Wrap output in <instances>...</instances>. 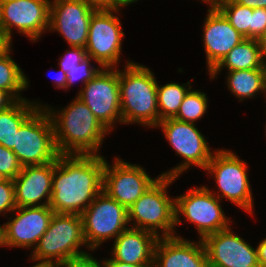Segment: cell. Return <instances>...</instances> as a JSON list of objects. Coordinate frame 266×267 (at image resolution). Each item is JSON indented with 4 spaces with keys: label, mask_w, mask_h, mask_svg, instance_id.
Wrapping results in <instances>:
<instances>
[{
    "label": "cell",
    "mask_w": 266,
    "mask_h": 267,
    "mask_svg": "<svg viewBox=\"0 0 266 267\" xmlns=\"http://www.w3.org/2000/svg\"><path fill=\"white\" fill-rule=\"evenodd\" d=\"M106 267H153V265H134L129 263H124L121 261H116L111 258L104 259Z\"/></svg>",
    "instance_id": "cell-37"
},
{
    "label": "cell",
    "mask_w": 266,
    "mask_h": 267,
    "mask_svg": "<svg viewBox=\"0 0 266 267\" xmlns=\"http://www.w3.org/2000/svg\"><path fill=\"white\" fill-rule=\"evenodd\" d=\"M263 94L265 95L266 97V61L264 63V92ZM266 103V102H265Z\"/></svg>",
    "instance_id": "cell-45"
},
{
    "label": "cell",
    "mask_w": 266,
    "mask_h": 267,
    "mask_svg": "<svg viewBox=\"0 0 266 267\" xmlns=\"http://www.w3.org/2000/svg\"><path fill=\"white\" fill-rule=\"evenodd\" d=\"M59 73H57L56 71V77L53 78V82H55V88L58 89H66V81H67V75L66 72H64L61 68L58 71Z\"/></svg>",
    "instance_id": "cell-39"
},
{
    "label": "cell",
    "mask_w": 266,
    "mask_h": 267,
    "mask_svg": "<svg viewBox=\"0 0 266 267\" xmlns=\"http://www.w3.org/2000/svg\"><path fill=\"white\" fill-rule=\"evenodd\" d=\"M6 178L0 173V182L5 180Z\"/></svg>",
    "instance_id": "cell-48"
},
{
    "label": "cell",
    "mask_w": 266,
    "mask_h": 267,
    "mask_svg": "<svg viewBox=\"0 0 266 267\" xmlns=\"http://www.w3.org/2000/svg\"><path fill=\"white\" fill-rule=\"evenodd\" d=\"M54 128L59 154L99 155L102 142L109 132L88 106L77 96L59 111L43 104Z\"/></svg>",
    "instance_id": "cell-2"
},
{
    "label": "cell",
    "mask_w": 266,
    "mask_h": 267,
    "mask_svg": "<svg viewBox=\"0 0 266 267\" xmlns=\"http://www.w3.org/2000/svg\"><path fill=\"white\" fill-rule=\"evenodd\" d=\"M207 94L192 88L185 95L177 115L174 117L180 121L188 123L197 122L201 119L208 108Z\"/></svg>",
    "instance_id": "cell-28"
},
{
    "label": "cell",
    "mask_w": 266,
    "mask_h": 267,
    "mask_svg": "<svg viewBox=\"0 0 266 267\" xmlns=\"http://www.w3.org/2000/svg\"><path fill=\"white\" fill-rule=\"evenodd\" d=\"M82 246L87 247L81 215L54 212L48 229L32 250L30 259L36 263L61 266L73 258L88 254L80 250Z\"/></svg>",
    "instance_id": "cell-4"
},
{
    "label": "cell",
    "mask_w": 266,
    "mask_h": 267,
    "mask_svg": "<svg viewBox=\"0 0 266 267\" xmlns=\"http://www.w3.org/2000/svg\"><path fill=\"white\" fill-rule=\"evenodd\" d=\"M159 236L139 228L128 227L114 240L111 259L134 265H153Z\"/></svg>",
    "instance_id": "cell-21"
},
{
    "label": "cell",
    "mask_w": 266,
    "mask_h": 267,
    "mask_svg": "<svg viewBox=\"0 0 266 267\" xmlns=\"http://www.w3.org/2000/svg\"><path fill=\"white\" fill-rule=\"evenodd\" d=\"M262 43H263V55L266 61V37L262 40Z\"/></svg>",
    "instance_id": "cell-46"
},
{
    "label": "cell",
    "mask_w": 266,
    "mask_h": 267,
    "mask_svg": "<svg viewBox=\"0 0 266 267\" xmlns=\"http://www.w3.org/2000/svg\"><path fill=\"white\" fill-rule=\"evenodd\" d=\"M11 51L10 48L0 57V89L9 92L18 101L25 99L20 92L29 87V81L26 74L11 57Z\"/></svg>",
    "instance_id": "cell-25"
},
{
    "label": "cell",
    "mask_w": 266,
    "mask_h": 267,
    "mask_svg": "<svg viewBox=\"0 0 266 267\" xmlns=\"http://www.w3.org/2000/svg\"><path fill=\"white\" fill-rule=\"evenodd\" d=\"M240 5L249 7V8H266V0H234Z\"/></svg>",
    "instance_id": "cell-38"
},
{
    "label": "cell",
    "mask_w": 266,
    "mask_h": 267,
    "mask_svg": "<svg viewBox=\"0 0 266 267\" xmlns=\"http://www.w3.org/2000/svg\"><path fill=\"white\" fill-rule=\"evenodd\" d=\"M50 0H0L2 32L12 41V30L30 41L40 39L49 29Z\"/></svg>",
    "instance_id": "cell-14"
},
{
    "label": "cell",
    "mask_w": 266,
    "mask_h": 267,
    "mask_svg": "<svg viewBox=\"0 0 266 267\" xmlns=\"http://www.w3.org/2000/svg\"><path fill=\"white\" fill-rule=\"evenodd\" d=\"M87 1H90L99 7H107L109 3V0H87Z\"/></svg>",
    "instance_id": "cell-43"
},
{
    "label": "cell",
    "mask_w": 266,
    "mask_h": 267,
    "mask_svg": "<svg viewBox=\"0 0 266 267\" xmlns=\"http://www.w3.org/2000/svg\"><path fill=\"white\" fill-rule=\"evenodd\" d=\"M12 151L22 166L48 164L60 155L53 123L44 106H39L18 128Z\"/></svg>",
    "instance_id": "cell-6"
},
{
    "label": "cell",
    "mask_w": 266,
    "mask_h": 267,
    "mask_svg": "<svg viewBox=\"0 0 266 267\" xmlns=\"http://www.w3.org/2000/svg\"><path fill=\"white\" fill-rule=\"evenodd\" d=\"M17 100L7 91L0 89V112L13 106Z\"/></svg>",
    "instance_id": "cell-35"
},
{
    "label": "cell",
    "mask_w": 266,
    "mask_h": 267,
    "mask_svg": "<svg viewBox=\"0 0 266 267\" xmlns=\"http://www.w3.org/2000/svg\"><path fill=\"white\" fill-rule=\"evenodd\" d=\"M203 22V46L207 70L210 72L236 45L245 38L229 23L214 6L209 5Z\"/></svg>",
    "instance_id": "cell-18"
},
{
    "label": "cell",
    "mask_w": 266,
    "mask_h": 267,
    "mask_svg": "<svg viewBox=\"0 0 266 267\" xmlns=\"http://www.w3.org/2000/svg\"><path fill=\"white\" fill-rule=\"evenodd\" d=\"M208 262L216 267H259L257 248L236 235L231 226L203 240Z\"/></svg>",
    "instance_id": "cell-16"
},
{
    "label": "cell",
    "mask_w": 266,
    "mask_h": 267,
    "mask_svg": "<svg viewBox=\"0 0 266 267\" xmlns=\"http://www.w3.org/2000/svg\"><path fill=\"white\" fill-rule=\"evenodd\" d=\"M138 0H109L107 8L120 10L122 7L128 6Z\"/></svg>",
    "instance_id": "cell-41"
},
{
    "label": "cell",
    "mask_w": 266,
    "mask_h": 267,
    "mask_svg": "<svg viewBox=\"0 0 266 267\" xmlns=\"http://www.w3.org/2000/svg\"><path fill=\"white\" fill-rule=\"evenodd\" d=\"M0 32H2L1 16H0Z\"/></svg>",
    "instance_id": "cell-49"
},
{
    "label": "cell",
    "mask_w": 266,
    "mask_h": 267,
    "mask_svg": "<svg viewBox=\"0 0 266 267\" xmlns=\"http://www.w3.org/2000/svg\"><path fill=\"white\" fill-rule=\"evenodd\" d=\"M98 8L87 0H51L48 31L59 32L69 46L85 49L90 19Z\"/></svg>",
    "instance_id": "cell-15"
},
{
    "label": "cell",
    "mask_w": 266,
    "mask_h": 267,
    "mask_svg": "<svg viewBox=\"0 0 266 267\" xmlns=\"http://www.w3.org/2000/svg\"><path fill=\"white\" fill-rule=\"evenodd\" d=\"M161 128L165 138L176 154L183 159V163L173 167L162 176L178 178L191 166L205 169L214 154L207 139L201 134L195 123L168 118L160 121L156 128Z\"/></svg>",
    "instance_id": "cell-9"
},
{
    "label": "cell",
    "mask_w": 266,
    "mask_h": 267,
    "mask_svg": "<svg viewBox=\"0 0 266 267\" xmlns=\"http://www.w3.org/2000/svg\"><path fill=\"white\" fill-rule=\"evenodd\" d=\"M214 152L204 170L214 177L220 193H211L216 194L220 200L228 199L232 204L253 215L254 200L246 162L230 150L217 149Z\"/></svg>",
    "instance_id": "cell-7"
},
{
    "label": "cell",
    "mask_w": 266,
    "mask_h": 267,
    "mask_svg": "<svg viewBox=\"0 0 266 267\" xmlns=\"http://www.w3.org/2000/svg\"><path fill=\"white\" fill-rule=\"evenodd\" d=\"M113 161L111 165L105 159L102 191L128 210L161 175L152 179L142 166L119 157Z\"/></svg>",
    "instance_id": "cell-13"
},
{
    "label": "cell",
    "mask_w": 266,
    "mask_h": 267,
    "mask_svg": "<svg viewBox=\"0 0 266 267\" xmlns=\"http://www.w3.org/2000/svg\"><path fill=\"white\" fill-rule=\"evenodd\" d=\"M104 156L60 154L55 160L52 197L55 213L81 215L102 191Z\"/></svg>",
    "instance_id": "cell-1"
},
{
    "label": "cell",
    "mask_w": 266,
    "mask_h": 267,
    "mask_svg": "<svg viewBox=\"0 0 266 267\" xmlns=\"http://www.w3.org/2000/svg\"><path fill=\"white\" fill-rule=\"evenodd\" d=\"M266 37V8H254L251 20V39Z\"/></svg>",
    "instance_id": "cell-33"
},
{
    "label": "cell",
    "mask_w": 266,
    "mask_h": 267,
    "mask_svg": "<svg viewBox=\"0 0 266 267\" xmlns=\"http://www.w3.org/2000/svg\"><path fill=\"white\" fill-rule=\"evenodd\" d=\"M122 124H141L156 128L159 123L157 104L158 81L146 66L128 61L118 68Z\"/></svg>",
    "instance_id": "cell-3"
},
{
    "label": "cell",
    "mask_w": 266,
    "mask_h": 267,
    "mask_svg": "<svg viewBox=\"0 0 266 267\" xmlns=\"http://www.w3.org/2000/svg\"><path fill=\"white\" fill-rule=\"evenodd\" d=\"M102 262L103 263H101V261L99 262L88 252L86 255L65 262L60 267H106L104 260Z\"/></svg>",
    "instance_id": "cell-34"
},
{
    "label": "cell",
    "mask_w": 266,
    "mask_h": 267,
    "mask_svg": "<svg viewBox=\"0 0 266 267\" xmlns=\"http://www.w3.org/2000/svg\"><path fill=\"white\" fill-rule=\"evenodd\" d=\"M227 74V87L238 101L254 98L264 92V68L234 70Z\"/></svg>",
    "instance_id": "cell-24"
},
{
    "label": "cell",
    "mask_w": 266,
    "mask_h": 267,
    "mask_svg": "<svg viewBox=\"0 0 266 267\" xmlns=\"http://www.w3.org/2000/svg\"><path fill=\"white\" fill-rule=\"evenodd\" d=\"M69 48V50H66L65 55L60 57L58 64L59 67L66 73L87 57L86 50L84 48L73 46H70Z\"/></svg>",
    "instance_id": "cell-32"
},
{
    "label": "cell",
    "mask_w": 266,
    "mask_h": 267,
    "mask_svg": "<svg viewBox=\"0 0 266 267\" xmlns=\"http://www.w3.org/2000/svg\"><path fill=\"white\" fill-rule=\"evenodd\" d=\"M6 247V233H5V224L3 226L0 225V247Z\"/></svg>",
    "instance_id": "cell-42"
},
{
    "label": "cell",
    "mask_w": 266,
    "mask_h": 267,
    "mask_svg": "<svg viewBox=\"0 0 266 267\" xmlns=\"http://www.w3.org/2000/svg\"><path fill=\"white\" fill-rule=\"evenodd\" d=\"M78 92L77 97L109 132L114 123L122 124L118 68H101Z\"/></svg>",
    "instance_id": "cell-12"
},
{
    "label": "cell",
    "mask_w": 266,
    "mask_h": 267,
    "mask_svg": "<svg viewBox=\"0 0 266 267\" xmlns=\"http://www.w3.org/2000/svg\"><path fill=\"white\" fill-rule=\"evenodd\" d=\"M214 6L244 38L251 39L253 8L240 5L234 0H218Z\"/></svg>",
    "instance_id": "cell-27"
},
{
    "label": "cell",
    "mask_w": 266,
    "mask_h": 267,
    "mask_svg": "<svg viewBox=\"0 0 266 267\" xmlns=\"http://www.w3.org/2000/svg\"><path fill=\"white\" fill-rule=\"evenodd\" d=\"M220 201L207 186L189 189L175 197V226L183 222L180 219L182 214L187 221L195 224L199 240L229 228L232 222L224 214Z\"/></svg>",
    "instance_id": "cell-8"
},
{
    "label": "cell",
    "mask_w": 266,
    "mask_h": 267,
    "mask_svg": "<svg viewBox=\"0 0 266 267\" xmlns=\"http://www.w3.org/2000/svg\"><path fill=\"white\" fill-rule=\"evenodd\" d=\"M10 48H12V41L3 32H0V57Z\"/></svg>",
    "instance_id": "cell-40"
},
{
    "label": "cell",
    "mask_w": 266,
    "mask_h": 267,
    "mask_svg": "<svg viewBox=\"0 0 266 267\" xmlns=\"http://www.w3.org/2000/svg\"><path fill=\"white\" fill-rule=\"evenodd\" d=\"M37 102L18 100L13 106L0 112V145L11 150L14 148L18 128L39 106H43Z\"/></svg>",
    "instance_id": "cell-23"
},
{
    "label": "cell",
    "mask_w": 266,
    "mask_h": 267,
    "mask_svg": "<svg viewBox=\"0 0 266 267\" xmlns=\"http://www.w3.org/2000/svg\"><path fill=\"white\" fill-rule=\"evenodd\" d=\"M263 43L258 39L245 38L236 45L220 62L209 72V77L213 80L220 75L222 69L227 71L247 70L264 68ZM224 67V68H223Z\"/></svg>",
    "instance_id": "cell-22"
},
{
    "label": "cell",
    "mask_w": 266,
    "mask_h": 267,
    "mask_svg": "<svg viewBox=\"0 0 266 267\" xmlns=\"http://www.w3.org/2000/svg\"><path fill=\"white\" fill-rule=\"evenodd\" d=\"M54 168L55 161L44 165L22 167L20 173L13 179L17 207L49 206Z\"/></svg>",
    "instance_id": "cell-19"
},
{
    "label": "cell",
    "mask_w": 266,
    "mask_h": 267,
    "mask_svg": "<svg viewBox=\"0 0 266 267\" xmlns=\"http://www.w3.org/2000/svg\"><path fill=\"white\" fill-rule=\"evenodd\" d=\"M119 10L99 7L91 16L86 54L98 67L118 68L125 32L115 13ZM114 13V14H113Z\"/></svg>",
    "instance_id": "cell-11"
},
{
    "label": "cell",
    "mask_w": 266,
    "mask_h": 267,
    "mask_svg": "<svg viewBox=\"0 0 266 267\" xmlns=\"http://www.w3.org/2000/svg\"><path fill=\"white\" fill-rule=\"evenodd\" d=\"M22 167L13 151L0 145V173L5 178L14 179L20 173Z\"/></svg>",
    "instance_id": "cell-30"
},
{
    "label": "cell",
    "mask_w": 266,
    "mask_h": 267,
    "mask_svg": "<svg viewBox=\"0 0 266 267\" xmlns=\"http://www.w3.org/2000/svg\"><path fill=\"white\" fill-rule=\"evenodd\" d=\"M178 179L160 176L128 211V223L133 228L147 230L159 237L178 236L175 230V198L167 188ZM160 230V231H159ZM159 231V232H158Z\"/></svg>",
    "instance_id": "cell-5"
},
{
    "label": "cell",
    "mask_w": 266,
    "mask_h": 267,
    "mask_svg": "<svg viewBox=\"0 0 266 267\" xmlns=\"http://www.w3.org/2000/svg\"><path fill=\"white\" fill-rule=\"evenodd\" d=\"M31 267H60V266L56 264L36 263L34 266Z\"/></svg>",
    "instance_id": "cell-44"
},
{
    "label": "cell",
    "mask_w": 266,
    "mask_h": 267,
    "mask_svg": "<svg viewBox=\"0 0 266 267\" xmlns=\"http://www.w3.org/2000/svg\"><path fill=\"white\" fill-rule=\"evenodd\" d=\"M93 60L91 57L84 58L78 65H75L72 69H70L67 75L66 81V90L67 88L72 87L75 82L82 81V84L85 85L88 81H90L101 69V67H94L91 64Z\"/></svg>",
    "instance_id": "cell-29"
},
{
    "label": "cell",
    "mask_w": 266,
    "mask_h": 267,
    "mask_svg": "<svg viewBox=\"0 0 266 267\" xmlns=\"http://www.w3.org/2000/svg\"><path fill=\"white\" fill-rule=\"evenodd\" d=\"M191 88L189 81L187 84L170 82L163 86L157 85L159 122L177 115L185 95Z\"/></svg>",
    "instance_id": "cell-26"
},
{
    "label": "cell",
    "mask_w": 266,
    "mask_h": 267,
    "mask_svg": "<svg viewBox=\"0 0 266 267\" xmlns=\"http://www.w3.org/2000/svg\"><path fill=\"white\" fill-rule=\"evenodd\" d=\"M201 2H203V3L205 2L209 5H214V0H201Z\"/></svg>",
    "instance_id": "cell-47"
},
{
    "label": "cell",
    "mask_w": 266,
    "mask_h": 267,
    "mask_svg": "<svg viewBox=\"0 0 266 267\" xmlns=\"http://www.w3.org/2000/svg\"><path fill=\"white\" fill-rule=\"evenodd\" d=\"M202 240L189 241L179 236L159 237L153 267H208Z\"/></svg>",
    "instance_id": "cell-20"
},
{
    "label": "cell",
    "mask_w": 266,
    "mask_h": 267,
    "mask_svg": "<svg viewBox=\"0 0 266 267\" xmlns=\"http://www.w3.org/2000/svg\"><path fill=\"white\" fill-rule=\"evenodd\" d=\"M88 250L94 251L105 241L115 239L129 226L128 211L101 191L81 214Z\"/></svg>",
    "instance_id": "cell-10"
},
{
    "label": "cell",
    "mask_w": 266,
    "mask_h": 267,
    "mask_svg": "<svg viewBox=\"0 0 266 267\" xmlns=\"http://www.w3.org/2000/svg\"><path fill=\"white\" fill-rule=\"evenodd\" d=\"M256 247L259 267H266V238L261 240Z\"/></svg>",
    "instance_id": "cell-36"
},
{
    "label": "cell",
    "mask_w": 266,
    "mask_h": 267,
    "mask_svg": "<svg viewBox=\"0 0 266 267\" xmlns=\"http://www.w3.org/2000/svg\"><path fill=\"white\" fill-rule=\"evenodd\" d=\"M12 213L17 214L4 223L7 247L34 249L48 229L54 211L49 206L16 207Z\"/></svg>",
    "instance_id": "cell-17"
},
{
    "label": "cell",
    "mask_w": 266,
    "mask_h": 267,
    "mask_svg": "<svg viewBox=\"0 0 266 267\" xmlns=\"http://www.w3.org/2000/svg\"><path fill=\"white\" fill-rule=\"evenodd\" d=\"M16 207L13 179L6 178L0 182V214L12 213Z\"/></svg>",
    "instance_id": "cell-31"
}]
</instances>
